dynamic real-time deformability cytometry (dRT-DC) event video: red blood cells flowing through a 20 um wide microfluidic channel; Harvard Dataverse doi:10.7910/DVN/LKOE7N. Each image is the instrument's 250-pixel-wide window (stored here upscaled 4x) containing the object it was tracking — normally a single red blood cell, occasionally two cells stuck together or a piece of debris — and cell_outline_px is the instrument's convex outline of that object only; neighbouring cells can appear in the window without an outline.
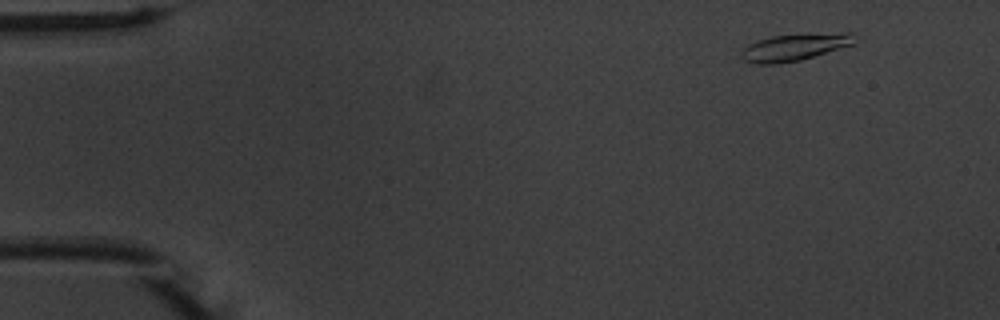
{"species": "common noctule bat (a hibernating species)", "species_latin": "Nyctalus noctula", "temperature_condition": "warm", "stored_images_in_passage": 53, "camera_frame_rate_fps": 3000, "um_per_image_px": 0.085, "animal": {"sex": "male", "body_mass_g": 20.1, "forearm_length_mm": 53.5}, "frame": {"image": 1, "passage_image": 4, "time_ms": 1.0, "image_size_px": [1000, 320], "cell_outline_px": [[856, 40], [852, 44], [800, 60], [776, 64], [756, 64], [744, 60], [740, 52], [748, 44], [756, 40], [772, 36], [844, 32], [852, 32]], "centroid_in_image_um": [67.5, 4.01], "position_along_channel_um": 17.5, "area_um2": 17.57}}
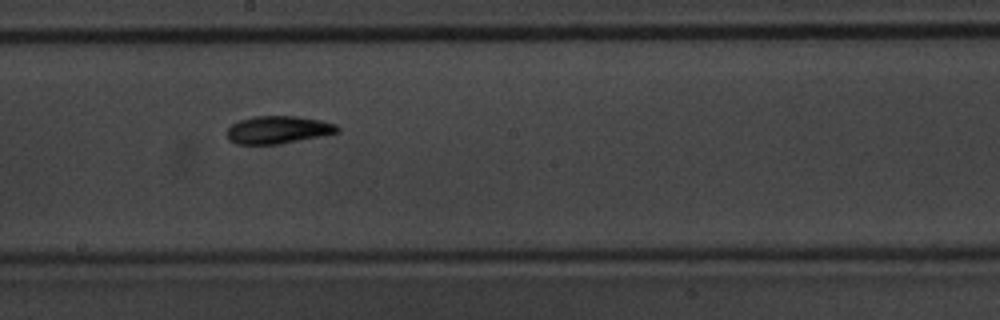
{"frame": {"image": 2, "passage_image": 29, "time_ms": 9.333, "image_size_px": [1000, 320], "cell_outline_px": [[340, 132], [324, 136], [280, 144], [236, 144], [228, 140], [228, 128], [232, 124], [240, 120], [252, 116], [296, 116], [320, 120], [336, 124], [340, 128]], "centroid_in_image_um": [23.67, 11.04], "position_along_channel_um": 224.5, "area_um2": 17.98}}
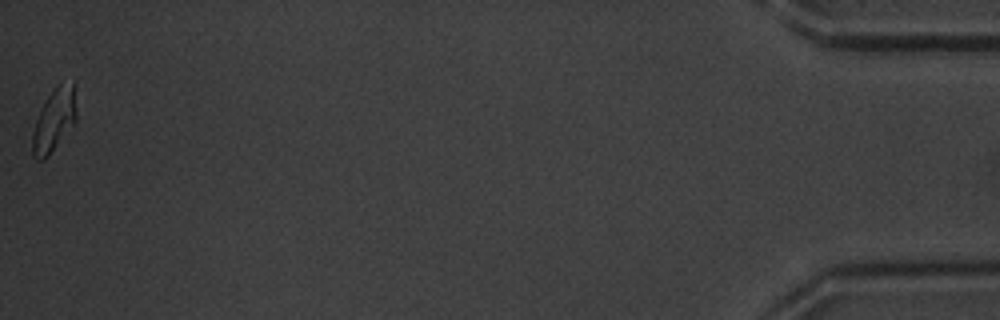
{"frame": {"image": 3, "passage_image": 53, "time_ms": 17.333, "image_size_px": [1000, 320], "cell_outline_px": [[76, 120], [48, 156], [44, 160], [36, 160], [32, 156], [32, 132], [36, 120], [48, 96], [60, 80], [76, 80]], "centroid_in_image_um": [4.63, 10.12], "position_along_channel_um": 430.6, "area_um2": 16.42}, "authors_computed_cell_mechanics": {"area_um2": 17.3978, "velocity_mm_per_s": 3.736, "shape_relaxation_time_tau1_ms": 3.3339, "shape_relaxation_time_tau2_ms": 3.3358, "deformation_change_tau1": 0.16, "deformation_change_tau2": 0.0921}}